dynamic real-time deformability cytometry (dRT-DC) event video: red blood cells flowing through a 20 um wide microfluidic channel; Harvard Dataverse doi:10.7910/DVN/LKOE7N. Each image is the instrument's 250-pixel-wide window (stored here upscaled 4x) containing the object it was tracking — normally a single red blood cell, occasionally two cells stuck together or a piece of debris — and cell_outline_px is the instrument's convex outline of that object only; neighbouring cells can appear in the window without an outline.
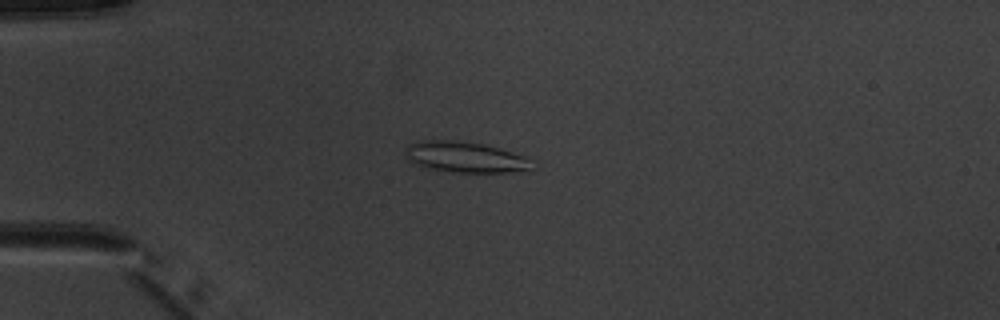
{"species": "common noctule bat (a hibernating species)", "species_latin": "Nyctalus noctula", "temperature_condition": "warm", "stored_images_in_passage": 7, "camera_frame_rate_fps": 3000, "um_per_image_px": 0.085, "animal": {"sex": "male", "body_mass_g": 20.1, "forearm_length_mm": 53.5}, "frame": {"image": 1, "passage_image": 4, "time_ms": 4.0, "image_size_px": [1000, 320], "cell_outline_px": [[536, 168], [504, 172], [452, 172], [428, 168], [416, 164], [408, 160], [404, 156], [404, 148], [408, 144], [424, 140], [452, 140], [484, 144], [524, 156]], "centroid_in_image_um": [39.45, 13.35], "position_along_channel_um": 45.5, "area_um2": 22.54}}
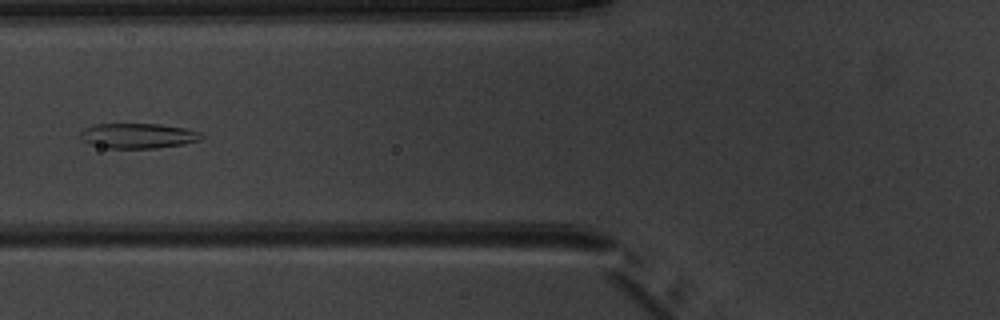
{"frame": {"image": 2, "passage_image": 6, "time_ms": 6.333, "image_size_px": [1000, 320], "cell_outline_px": [[204, 136], [200, 140], [184, 144], [156, 148], [108, 148], [88, 144], [80, 140], [80, 132], [84, 128], [96, 124], [160, 124], [184, 128], [200, 132]], "centroid_in_image_um": [11.7, 11.54], "position_along_channel_um": 114.1, "area_um2": 17.8}}
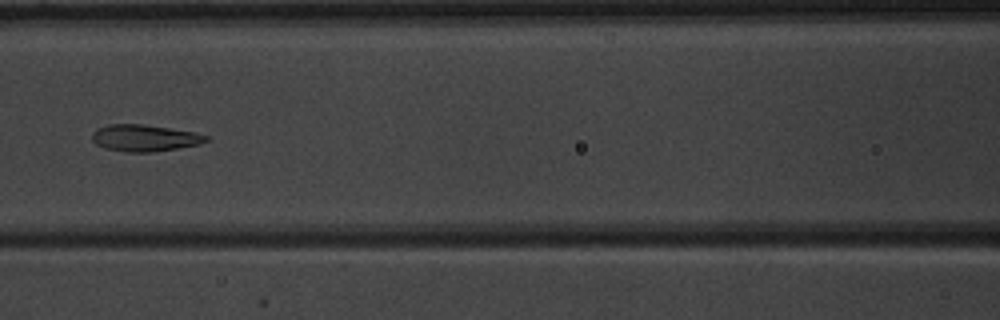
{"frame": {"image": 3, "passage_image": 7, "time_ms": 7.333, "image_size_px": [1000, 320], "cell_outline_px": [[208, 140], [200, 144], [152, 152], [128, 152], [104, 148], [96, 144], [92, 140], [92, 132], [96, 128], [108, 124], [144, 124], [196, 132], [208, 136]], "centroid_in_image_um": [12.26, 11.72], "position_along_channel_um": 154.3, "area_um2": 17.8}}